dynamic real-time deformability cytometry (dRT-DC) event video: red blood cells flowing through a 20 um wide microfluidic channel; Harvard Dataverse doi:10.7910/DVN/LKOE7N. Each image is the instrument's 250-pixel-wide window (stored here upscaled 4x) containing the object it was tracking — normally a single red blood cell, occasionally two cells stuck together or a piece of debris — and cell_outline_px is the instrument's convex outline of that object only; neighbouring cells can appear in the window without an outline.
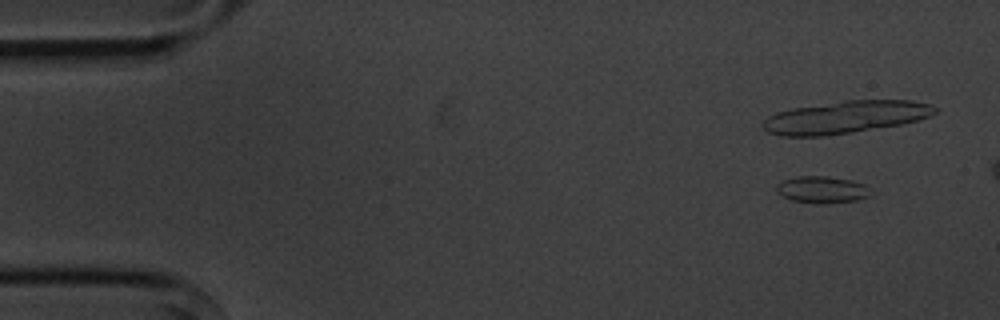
{"species": "common noctule bat (a hibernating species)", "species_latin": "Nyctalus noctula", "temperature_condition": "cold", "stored_images_in_passage": 6, "camera_frame_rate_fps": 3000, "um_per_image_px": 0.085, "animal": {"sex": "male", "body_mass_g": 20.1, "forearm_length_mm": 53.5}, "frame": {"image": 1, "passage_image": 2, "time_ms": 1.333, "image_size_px": [1000, 320], "cell_outline_px": [[868, 196], [856, 200], [816, 204], [792, 200], [776, 192], [776, 184], [784, 180], [796, 176], [828, 176], [852, 180], [864, 184]], "centroid_in_image_um": [69.79, 16.11], "position_along_channel_um": 15.2, "area_um2": 14.45}}